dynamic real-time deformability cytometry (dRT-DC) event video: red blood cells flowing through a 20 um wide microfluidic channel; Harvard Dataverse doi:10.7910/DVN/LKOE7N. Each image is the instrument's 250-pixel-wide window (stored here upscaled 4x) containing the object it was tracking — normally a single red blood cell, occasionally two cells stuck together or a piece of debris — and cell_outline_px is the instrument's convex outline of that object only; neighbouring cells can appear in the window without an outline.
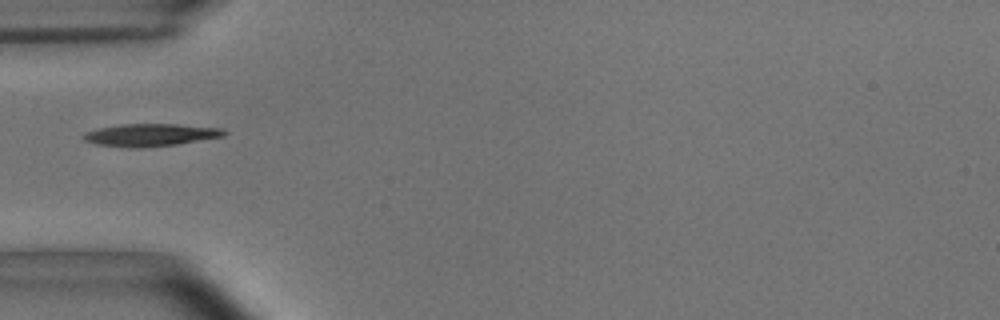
{"species": "common noctule bat (a hibernating species)", "species_latin": "Nyctalus noctula", "temperature_condition": "room temperature", "stored_images_in_passage": 4, "camera_frame_rate_fps": 3000, "um_per_image_px": 0.085, "animal": {"sex": "male", "body_mass_g": 15.6}, "frame": {"image": 1, "passage_image": 1, "time_ms": 0.0, "image_size_px": [1000, 320], "cell_outline_px": [[228, 132], [224, 136], [176, 144], [144, 148], [132, 148], [96, 144], [84, 140], [84, 132], [96, 128], [120, 124], [176, 124], [224, 128]], "centroid_in_image_um": [12.79, 11.46], "position_along_channel_um": 72.2, "area_um2": 18.55}}